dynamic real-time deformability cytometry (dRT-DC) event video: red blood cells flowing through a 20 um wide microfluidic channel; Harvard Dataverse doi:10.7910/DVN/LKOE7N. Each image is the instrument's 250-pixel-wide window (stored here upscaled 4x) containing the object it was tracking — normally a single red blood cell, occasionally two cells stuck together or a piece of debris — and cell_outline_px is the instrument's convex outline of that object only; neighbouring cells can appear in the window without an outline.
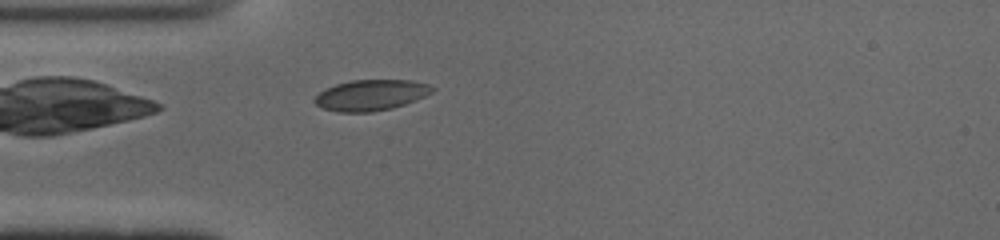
{"species": "common noctule bat (a hibernating species)", "species_latin": "Nyctalus noctula", "temperature_condition": "cold", "stored_images_in_passage": 39, "camera_frame_rate_fps": 3000, "um_per_image_px": 0.085, "animal": {"sex": "male", "body_mass_g": 19.0, "forearm_length_mm": 50.8}, "frame": {"image": 1, "passage_image": 2, "time_ms": 0.333, "image_size_px": [1000, 240], "cell_outline_px": [[436, 88], [432, 92], [416, 100], [392, 108], [372, 112], [336, 112], [324, 108], [316, 104], [312, 100], [320, 92], [336, 84], [352, 80], [412, 80], [428, 84]], "centroid_in_image_um": [31.54, 8.08], "position_along_channel_um": 53.5, "area_um2": 21.04}}
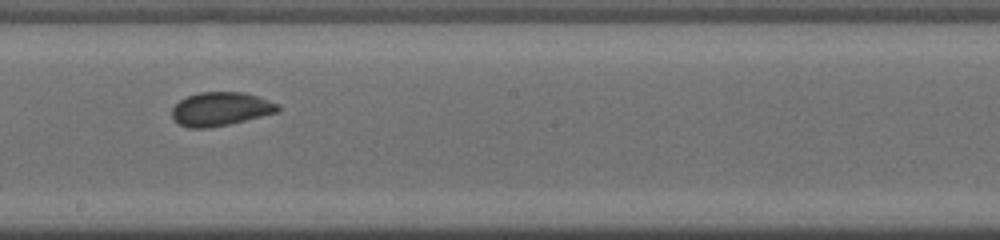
{"frame": {"image": 2, "passage_image": 16, "time_ms": 5.0, "image_size_px": [1000, 240], "cell_outline_px": [[280, 108], [276, 112], [228, 124], [208, 128], [188, 128], [180, 124], [172, 116], [172, 108], [180, 100], [188, 96], [200, 92], [244, 92], [280, 104]], "centroid_in_image_um": [18.74, 9.26], "position_along_channel_um": 229.5, "area_um2": 20.46}}
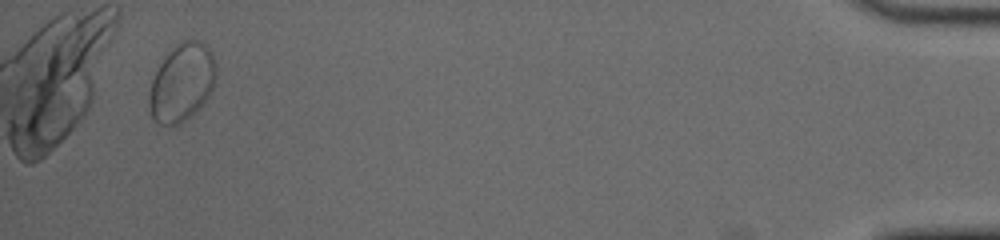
{"frame": {"image": 3, "passage_image": 37, "time_ms": 12.0, "image_size_px": [1000, 240], "cell_outline_px": [[216, 76], [212, 88], [208, 96], [200, 108], [192, 116], [180, 124], [156, 124], [152, 116], [148, 104], [148, 92], [152, 80], [160, 64], [168, 52], [176, 44], [184, 40], [196, 40], [204, 44], [212, 52], [216, 64]], "centroid_in_image_um": [15.46, 7.03], "position_along_channel_um": 419.7, "area_um2": 30.4}}